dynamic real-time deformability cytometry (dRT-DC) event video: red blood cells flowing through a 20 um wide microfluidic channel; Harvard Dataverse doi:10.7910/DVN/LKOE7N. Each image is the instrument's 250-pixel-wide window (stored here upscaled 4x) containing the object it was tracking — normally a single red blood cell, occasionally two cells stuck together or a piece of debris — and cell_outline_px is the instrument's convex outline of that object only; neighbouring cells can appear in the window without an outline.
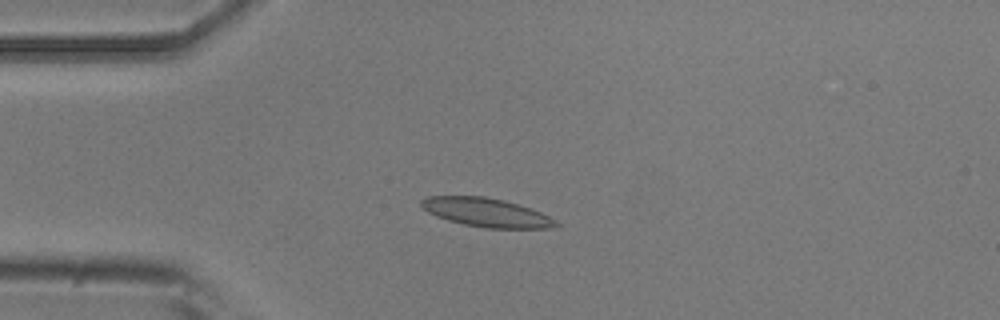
{"species": "common noctule bat (a hibernating species)", "species_latin": "Nyctalus noctula", "temperature_condition": "room temperature", "stored_images_in_passage": 19, "camera_frame_rate_fps": 3000, "um_per_image_px": 0.085, "animal": {"sex": "male", "body_mass_g": 20.5, "forearm_length_mm": 52.5}, "frame": {"image": 1, "passage_image": 13, "time_ms": 4.0, "image_size_px": [1000, 320], "cell_outline_px": [[560, 224], [552, 228], [484, 228], [464, 224], [448, 220], [436, 216], [428, 212], [420, 204], [420, 200], [428, 196], [484, 196], [504, 200], [532, 208], [556, 220]], "centroid_in_image_um": [41.35, 18.06], "position_along_channel_um": 43.7, "area_um2": 22.54}}
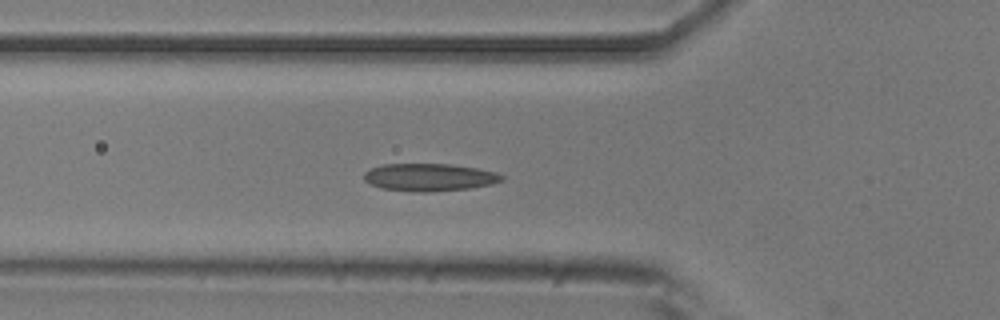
{"frame": {"image": 2, "passage_image": 18, "time_ms": 5.667, "image_size_px": [1000, 320], "cell_outline_px": [[504, 180], [492, 184], [468, 188], [432, 192], [420, 192], [380, 188], [364, 180], [364, 172], [380, 164], [452, 164], [476, 168], [496, 172], [504, 176]], "centroid_in_image_um": [36.5, 15.06], "position_along_channel_um": 89.3, "area_um2": 22.14}}